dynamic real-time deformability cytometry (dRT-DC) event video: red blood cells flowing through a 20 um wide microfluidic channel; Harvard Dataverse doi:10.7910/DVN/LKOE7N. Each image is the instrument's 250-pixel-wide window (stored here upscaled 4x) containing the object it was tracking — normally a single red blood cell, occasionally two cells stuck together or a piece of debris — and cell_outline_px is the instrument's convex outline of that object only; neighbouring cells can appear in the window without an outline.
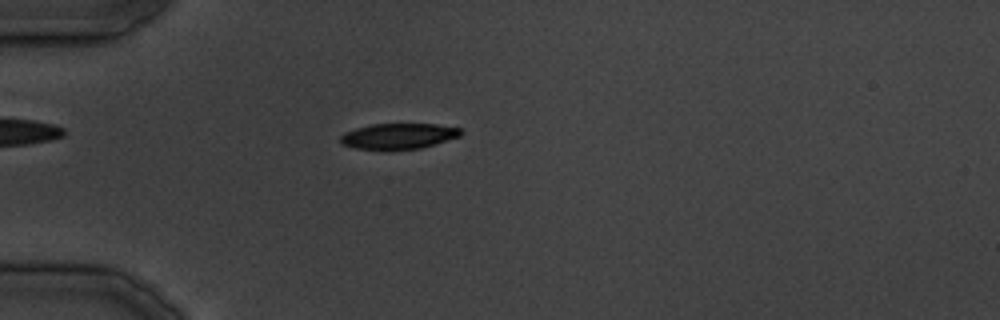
{"species": "common noctule bat (a hibernating species)", "species_latin": "Nyctalus noctula", "temperature_condition": "cold", "stored_images_in_passage": 9, "camera_frame_rate_fps": 3000, "um_per_image_px": 0.085, "animal": {"sex": "male", "body_mass_g": 19.5, "forearm_length_mm": 54.6}, "frame": {"image": 1, "passage_image": 3, "time_ms": 2.333, "image_size_px": [1000, 320], "cell_outline_px": [[464, 132], [460, 136], [420, 148], [356, 148], [344, 144], [340, 140], [340, 136], [344, 132], [356, 128], [372, 124], [436, 124], [460, 128]], "centroid_in_image_um": [33.9, 11.54], "position_along_channel_um": 51.1, "area_um2": 17.46}}